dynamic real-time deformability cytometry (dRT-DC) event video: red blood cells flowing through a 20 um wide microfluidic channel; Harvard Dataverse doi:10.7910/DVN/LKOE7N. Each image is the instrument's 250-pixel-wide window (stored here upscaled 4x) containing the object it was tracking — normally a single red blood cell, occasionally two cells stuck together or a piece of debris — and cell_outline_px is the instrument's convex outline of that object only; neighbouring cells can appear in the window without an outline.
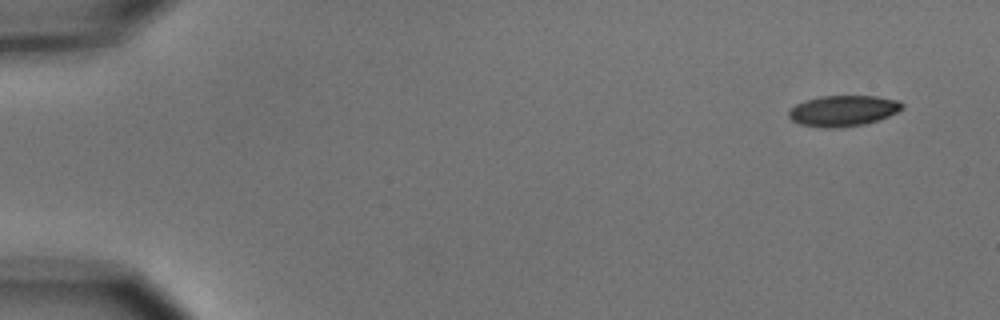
{"species": "common noctule bat (a hibernating species)", "species_latin": "Nyctalus noctula", "temperature_condition": "cold", "stored_images_in_passage": 52, "camera_frame_rate_fps": 3000, "um_per_image_px": 0.085, "animal": {"sex": "male", "body_mass_g": 15.6}, "frame": {"image": 1, "passage_image": 1, "time_ms": 0.0, "image_size_px": [1000, 320], "cell_outline_px": [[904, 108], [888, 116], [864, 124], [836, 128], [824, 128], [800, 124], [792, 120], [788, 116], [788, 112], [796, 104], [804, 100], [820, 96], [876, 96], [900, 100], [904, 104]], "centroid_in_image_um": [71.67, 9.41], "position_along_channel_um": 13.3, "area_um2": 20.4}}
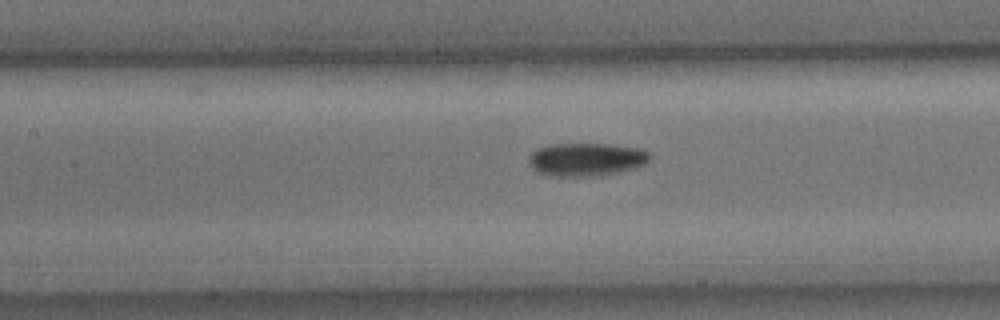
{"frame": {"image": 2, "passage_image": 23, "time_ms": 7.333, "image_size_px": [1000, 320], "cell_outline_px": [[652, 156], [644, 164], [636, 168], [620, 172], [600, 176], [544, 176], [536, 172], [528, 164], [528, 160], [532, 152], [536, 148], [548, 144], [608, 144], [640, 148], [648, 152]], "centroid_in_image_um": [49.8, 13.56], "position_along_channel_um": 157.6, "area_um2": 23.81}}
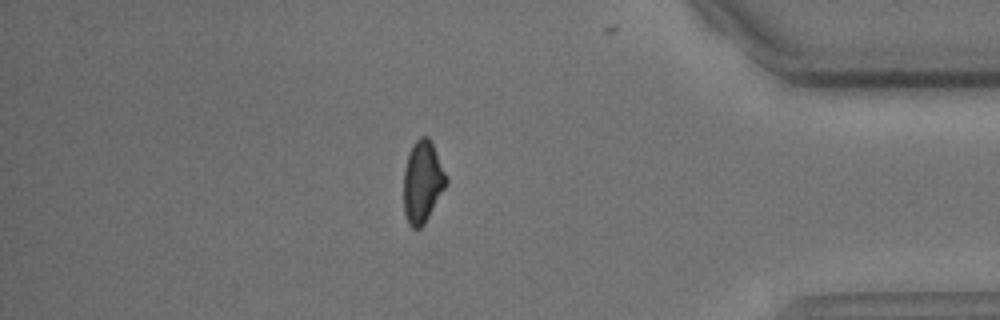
{"frame": {"image": 3, "passage_image": 45, "time_ms": 14.667, "image_size_px": [1000, 320], "cell_outline_px": [[448, 184], [424, 224], [420, 228], [412, 228], [408, 224], [404, 212], [404, 168], [408, 152], [412, 144], [420, 136], [428, 136], [432, 140], [448, 180]], "centroid_in_image_um": [35.91, 15.43], "position_along_channel_um": 399.3, "area_um2": 20.58}, "authors_computed_cell_mechanics": {"area_um2": 21.5016, "velocity_mm_per_s": 3.6896, "shape_relaxation_time_tau1_ms": 4.0855, "shape_relaxation_time_tau2_ms": null, "deformation_change_tau1": 0.0979, "deformation_change_tau2": null}}